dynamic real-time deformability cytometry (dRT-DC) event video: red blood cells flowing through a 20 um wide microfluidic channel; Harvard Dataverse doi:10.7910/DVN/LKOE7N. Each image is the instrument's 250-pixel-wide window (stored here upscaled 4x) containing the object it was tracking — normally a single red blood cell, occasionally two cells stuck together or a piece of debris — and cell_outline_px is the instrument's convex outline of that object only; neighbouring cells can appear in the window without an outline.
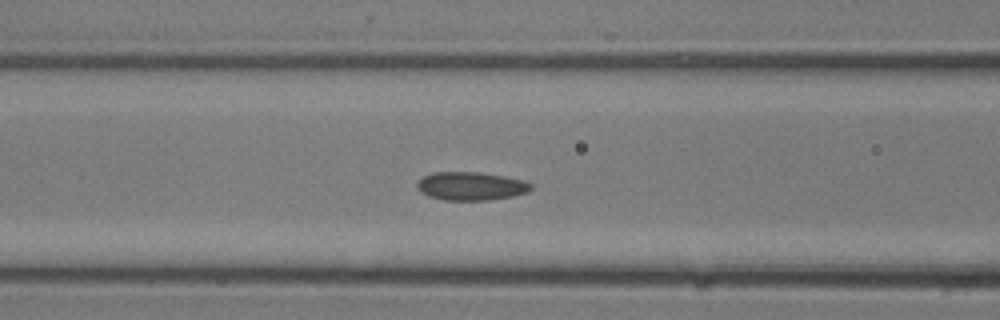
{"species": "common noctule bat (a hibernating species)", "species_latin": "Nyctalus noctula", "temperature_condition": "room temperature", "stored_images_in_passage": 13, "segment_of_instrument_passage": [1, 2], "camera_frame_rate_fps": 3000, "um_per_image_px": 0.085, "animal": {"sex": "male", "body_mass_g": 13.3}, "frame": {"image": 1, "passage_image": 10, "time_ms": 3.0, "image_size_px": [1000, 320], "cell_outline_px": [[532, 188], [528, 192], [512, 196], [488, 200], [444, 200], [428, 196], [420, 192], [416, 184], [424, 176], [432, 172], [480, 172], [504, 176], [524, 180], [532, 184]], "centroid_in_image_um": [40.03, 15.81], "position_along_channel_um": 126.6, "area_um2": 18.84}}